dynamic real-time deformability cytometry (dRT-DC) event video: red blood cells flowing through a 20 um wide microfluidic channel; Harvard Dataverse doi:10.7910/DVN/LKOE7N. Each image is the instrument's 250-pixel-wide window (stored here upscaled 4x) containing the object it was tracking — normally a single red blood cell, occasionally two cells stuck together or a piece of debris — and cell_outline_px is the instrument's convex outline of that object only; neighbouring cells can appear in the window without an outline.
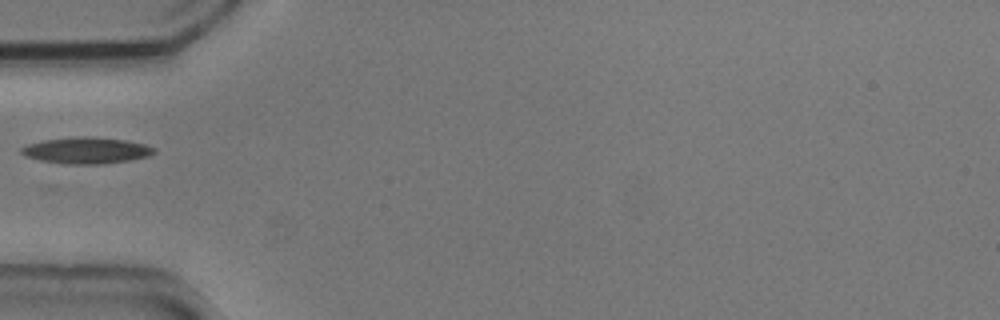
{"species": "common noctule bat (a hibernating species)", "species_latin": "Nyctalus noctula", "temperature_condition": "cold", "stored_images_in_passage": 10, "camera_frame_rate_fps": 3000, "um_per_image_px": 0.085, "animal": {"sex": "male", "body_mass_g": 20.5, "forearm_length_mm": 52.5}, "frame": {"image": 1, "passage_image": 1, "time_ms": 0.0, "image_size_px": [1000, 320], "cell_outline_px": [[156, 152], [148, 156], [128, 160], [100, 164], [64, 164], [40, 160], [24, 156], [20, 152], [20, 148], [28, 144], [44, 140], [76, 136], [92, 136], [128, 140], [144, 144], [156, 148]], "centroid_in_image_um": [7.34, 12.78], "position_along_channel_um": 77.7, "area_um2": 20.52}}